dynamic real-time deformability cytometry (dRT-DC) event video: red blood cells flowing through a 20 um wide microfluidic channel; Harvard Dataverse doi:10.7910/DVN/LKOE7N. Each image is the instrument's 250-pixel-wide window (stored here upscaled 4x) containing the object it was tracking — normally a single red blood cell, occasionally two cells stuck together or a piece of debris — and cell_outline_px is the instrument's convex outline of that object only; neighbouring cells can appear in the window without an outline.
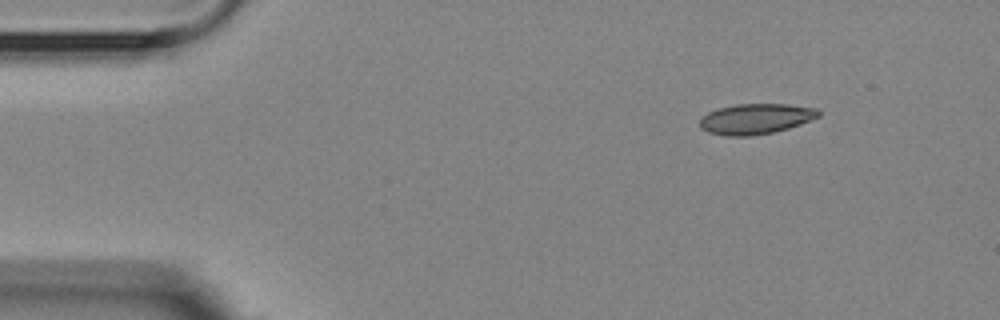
{"species": "Egyptian fruit bat (a non-hibernating species)", "species_latin": "Rousettus aegyptiacus", "temperature_condition": "room temperature", "stored_images_in_passage": 7, "camera_frame_rate_fps": 3000, "um_per_image_px": 0.085, "animal": {"sex": "female"}, "frame": {"image": 1, "passage_image": 2, "time_ms": 1.333, "image_size_px": [1000, 320], "cell_outline_px": [[820, 116], [800, 124], [788, 128], [772, 132], [752, 136], [728, 136], [708, 132], [700, 128], [700, 120], [708, 112], [716, 108], [736, 104], [788, 104], [816, 108], [820, 112]], "centroid_in_image_um": [64.22, 10.1], "position_along_channel_um": 20.8, "area_um2": 21.04}}
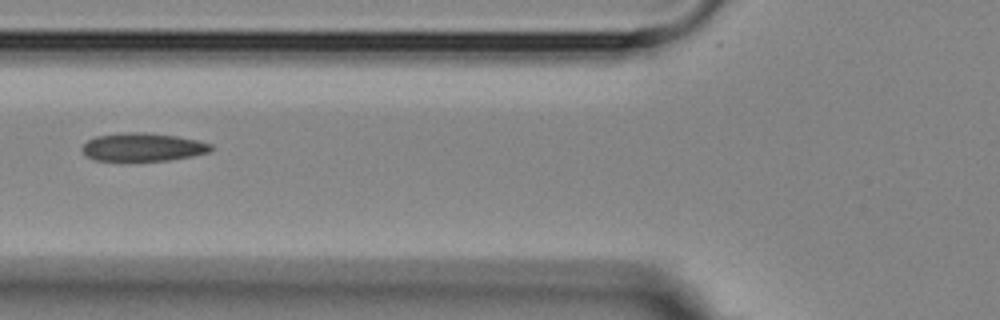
{"frame": {"image": 2, "passage_image": 6, "time_ms": 6.0, "image_size_px": [1000, 320], "cell_outline_px": [[212, 148], [208, 152], [192, 156], [168, 160], [92, 160], [80, 148], [88, 140], [96, 136], [128, 132], [148, 132], [176, 136], [196, 140], [212, 144]], "centroid_in_image_um": [12.13, 12.49], "position_along_channel_um": 113.7, "area_um2": 20.92}}
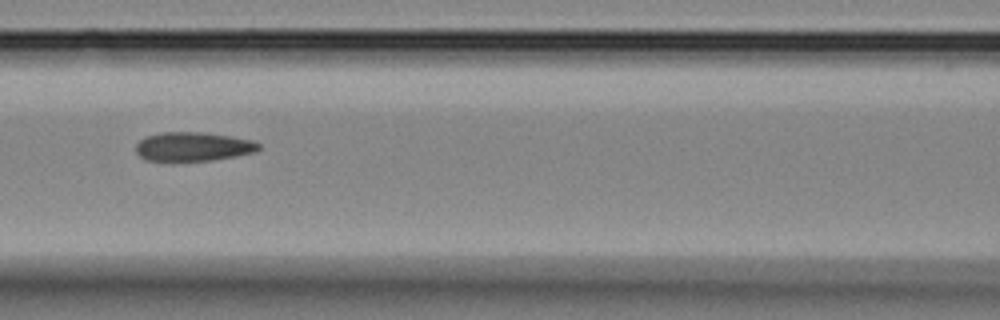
{"frame": {"image": 3, "passage_image": 7, "time_ms": 7.0, "image_size_px": [1000, 320], "cell_outline_px": [[260, 148], [256, 152], [236, 156], [212, 160], [172, 164], [144, 160], [136, 152], [136, 144], [144, 136], [160, 132], [204, 132], [232, 136], [252, 140], [260, 144]], "centroid_in_image_um": [16.35, 12.5], "position_along_channel_um": 150.2, "area_um2": 21.79}}